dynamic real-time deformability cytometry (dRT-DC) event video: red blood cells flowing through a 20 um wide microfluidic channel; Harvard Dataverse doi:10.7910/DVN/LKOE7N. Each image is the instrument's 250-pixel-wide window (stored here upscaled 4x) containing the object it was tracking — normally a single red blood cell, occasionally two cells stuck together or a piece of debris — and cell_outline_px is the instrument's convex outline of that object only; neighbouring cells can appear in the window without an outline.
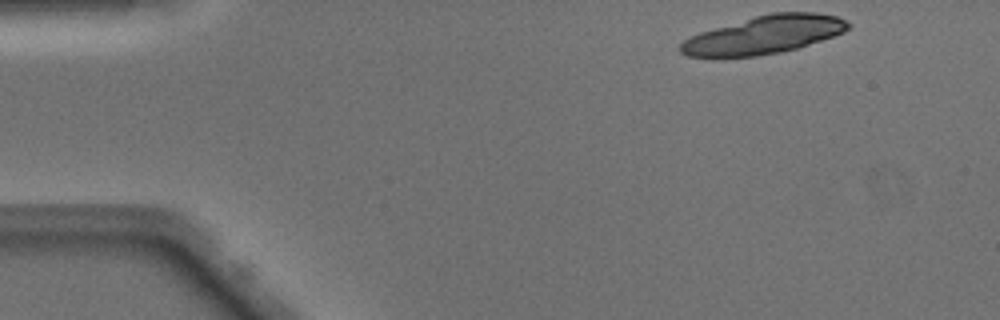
{"species": "Egyptian fruit bat (a non-hibernating species)", "species_latin": "Rousettus aegyptiacus", "temperature_condition": "warm", "stored_images_in_passage": 27, "camera_frame_rate_fps": 3000, "um_per_image_px": 0.085, "animal": {"sex": "male"}, "frame": {"image": 1, "passage_image": 1, "time_ms": 0.0, "image_size_px": [1000, 320], "cell_outline_px": [[852, 24], [844, 32], [796, 48], [780, 52], [756, 56], [716, 60], [712, 60], [688, 56], [680, 52], [676, 48], [684, 40], [700, 32], [756, 16], [772, 12], [816, 12], [836, 16]], "centroid_in_image_um": [64.84, 3.0], "position_along_channel_um": 20.2, "area_um2": 37.57}}